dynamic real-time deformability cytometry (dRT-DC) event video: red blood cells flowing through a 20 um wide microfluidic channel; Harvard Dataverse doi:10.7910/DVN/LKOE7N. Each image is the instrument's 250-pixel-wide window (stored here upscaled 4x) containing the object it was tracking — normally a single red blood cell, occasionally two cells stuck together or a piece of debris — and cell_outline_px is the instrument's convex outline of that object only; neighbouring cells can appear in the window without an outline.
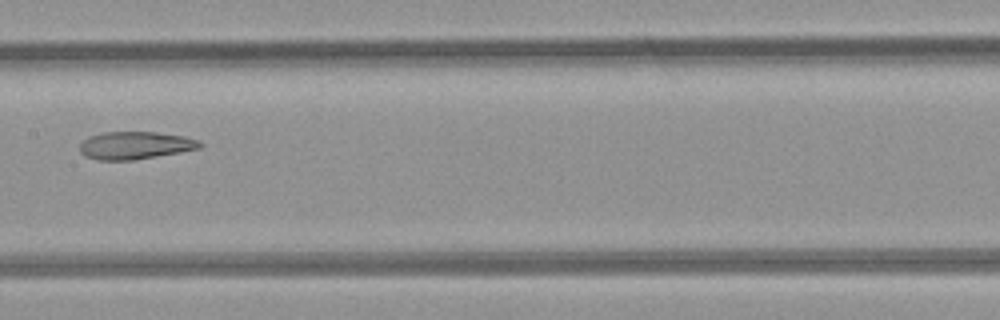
{"species": "common noctule bat (a hibernating species)", "species_latin": "Nyctalus noctula", "temperature_condition": "room temperature", "stored_images_in_passage": 8, "camera_frame_rate_fps": 3000, "um_per_image_px": 0.085, "animal": {"sex": "female", "body_mass_g": 21.9}, "frame": {"image": 1, "passage_image": 7, "time_ms": 8.0, "image_size_px": [1000, 320], "cell_outline_px": [[204, 144], [200, 148], [156, 156], [132, 160], [100, 160], [88, 156], [80, 152], [80, 144], [88, 136], [104, 132], [156, 132], [184, 136], [200, 140]], "centroid_in_image_um": [11.51, 12.34], "position_along_channel_um": 195.9, "area_um2": 19.19}}
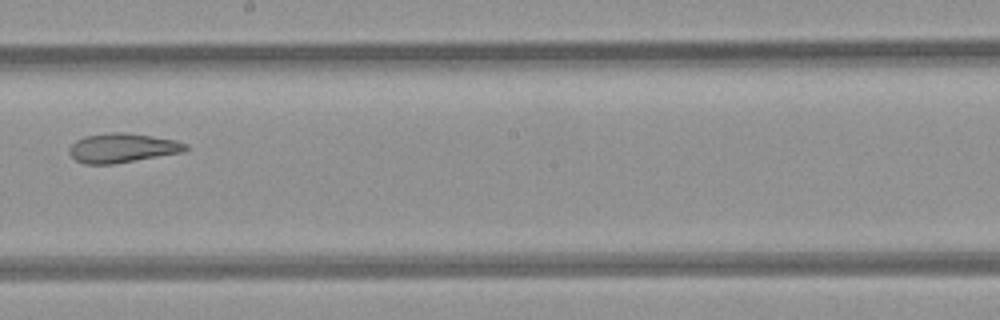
{"frame": {"image": 2, "passage_image": 8, "time_ms": 9.0, "image_size_px": [1000, 320], "cell_outline_px": [[188, 148], [184, 152], [112, 164], [84, 164], [76, 160], [68, 152], [68, 148], [76, 140], [84, 136], [112, 132], [124, 132], [176, 140], [188, 144]], "centroid_in_image_um": [10.39, 12.57], "position_along_channel_um": 237.8, "area_um2": 19.83}}